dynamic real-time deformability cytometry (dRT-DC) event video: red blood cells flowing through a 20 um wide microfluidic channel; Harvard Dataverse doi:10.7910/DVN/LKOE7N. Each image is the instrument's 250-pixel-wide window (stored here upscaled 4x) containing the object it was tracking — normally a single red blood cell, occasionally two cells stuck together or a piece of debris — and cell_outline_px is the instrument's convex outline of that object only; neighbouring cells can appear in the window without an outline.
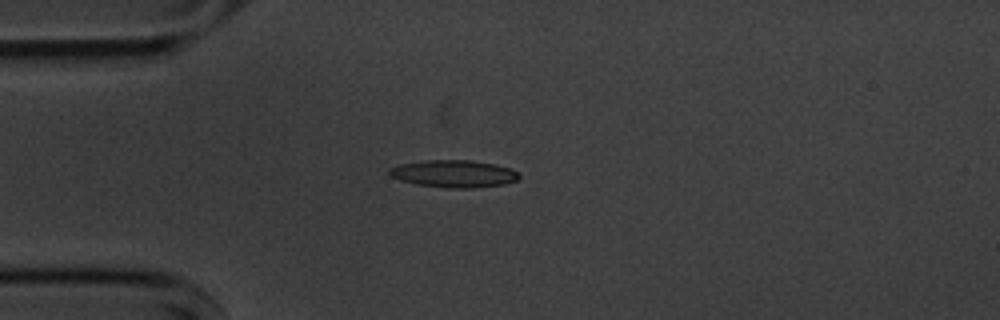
{"species": "common noctule bat (a hibernating species)", "species_latin": "Nyctalus noctula", "temperature_condition": "cold", "stored_images_in_passage": 1, "camera_frame_rate_fps": 3000, "um_per_image_px": 0.085, "animal": {"sex": "male", "body_mass_g": 20.1, "forearm_length_mm": 53.5}, "frame": {"image": 1, "passage_image": 1, "time_ms": 0.0, "image_size_px": [1000, 320], "cell_outline_px": [[520, 176], [516, 180], [504, 184], [472, 188], [448, 188], [416, 184], [400, 180], [392, 176], [388, 172], [388, 168], [400, 164], [424, 160], [472, 160], [496, 164], [512, 168]], "centroid_in_image_um": [38.57, 14.76], "position_along_channel_um": 46.4, "area_um2": 20.69}}